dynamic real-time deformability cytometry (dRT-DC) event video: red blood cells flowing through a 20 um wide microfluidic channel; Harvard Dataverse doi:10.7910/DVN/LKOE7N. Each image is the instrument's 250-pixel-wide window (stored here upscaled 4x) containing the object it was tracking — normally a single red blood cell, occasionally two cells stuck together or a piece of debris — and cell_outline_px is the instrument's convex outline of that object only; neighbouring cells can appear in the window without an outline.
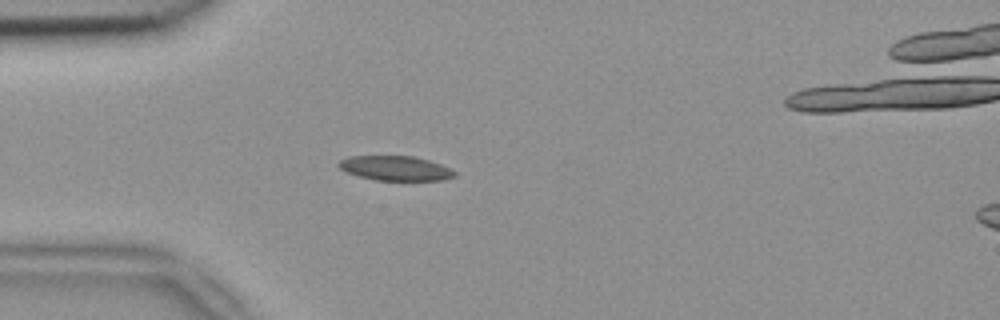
{"species": "common noctule bat (a hibernating species)", "species_latin": "Nyctalus noctula", "temperature_condition": "room temperature", "stored_images_in_passage": 4, "camera_frame_rate_fps": 3000, "um_per_image_px": 0.085, "animal": {"sex": "female", "body_mass_g": 18.4}, "frame": {"image": 1, "passage_image": 4, "time_ms": 1.0, "image_size_px": [1000, 320], "cell_outline_px": [[456, 176], [444, 180], [376, 180], [360, 176], [348, 172], [340, 168], [336, 164], [340, 160], [348, 156], [412, 156], [428, 160], [440, 164], [456, 172]], "centroid_in_image_um": [33.61, 14.3], "position_along_channel_um": 51.4, "area_um2": 16.47}}